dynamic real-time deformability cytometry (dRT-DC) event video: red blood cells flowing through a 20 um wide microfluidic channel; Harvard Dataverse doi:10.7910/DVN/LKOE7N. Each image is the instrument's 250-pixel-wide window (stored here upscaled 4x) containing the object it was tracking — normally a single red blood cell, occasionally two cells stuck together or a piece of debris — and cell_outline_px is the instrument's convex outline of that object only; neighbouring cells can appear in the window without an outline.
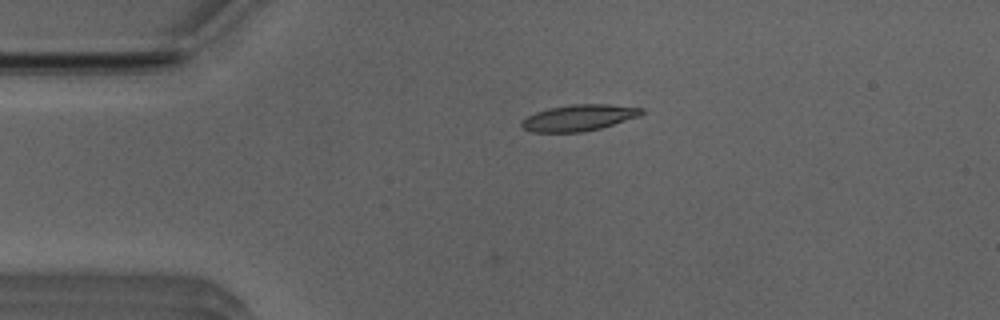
{"species": "Egyptian fruit bat (a non-hibernating species)", "species_latin": "Rousettus aegyptiacus", "temperature_condition": "room temperature", "stored_images_in_passage": 4, "camera_frame_rate_fps": 3000, "um_per_image_px": 0.085, "animal": {"sex": "male"}, "frame": {"image": 1, "passage_image": 1, "time_ms": 0.0, "image_size_px": [1000, 320], "cell_outline_px": [[644, 112], [640, 116], [600, 128], [584, 132], [532, 132], [524, 128], [520, 124], [528, 116], [536, 112], [548, 108], [572, 104], [608, 104], [644, 108]], "centroid_in_image_um": [49.23, 10.0], "position_along_channel_um": 35.8, "area_um2": 18.26}}